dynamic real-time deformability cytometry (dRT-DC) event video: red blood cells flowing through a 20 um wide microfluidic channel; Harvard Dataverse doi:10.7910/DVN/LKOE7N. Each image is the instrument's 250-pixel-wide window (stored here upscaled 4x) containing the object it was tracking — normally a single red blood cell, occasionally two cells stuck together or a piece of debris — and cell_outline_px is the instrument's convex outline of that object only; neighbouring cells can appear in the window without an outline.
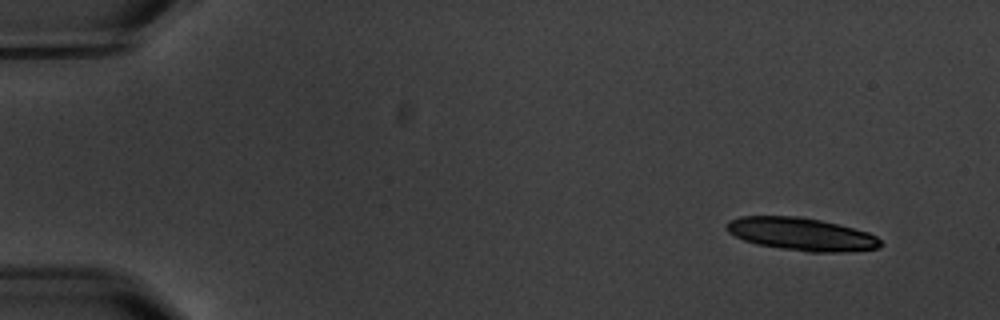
{"species": "common noctule bat (a hibernating species)", "species_latin": "Nyctalus noctula", "temperature_condition": "warm", "stored_images_in_passage": 6, "segment_of_instrument_passage": [2, 2], "camera_frame_rate_fps": 3000, "um_per_image_px": 0.085, "animal": {"sex": "male", "body_mass_g": 20.1, "forearm_length_mm": 53.5}, "frame": {"image": 1, "passage_image": 6, "time_ms": 9.333, "image_size_px": [1000, 320], "cell_outline_px": [[884, 244], [880, 248], [840, 252], [808, 252], [756, 244], [744, 240], [728, 232], [724, 228], [728, 220], [740, 216], [800, 216], [820, 220], [868, 232], [876, 236]], "centroid_in_image_um": [68.1, 19.9], "position_along_channel_um": 16.9, "area_um2": 29.42}}